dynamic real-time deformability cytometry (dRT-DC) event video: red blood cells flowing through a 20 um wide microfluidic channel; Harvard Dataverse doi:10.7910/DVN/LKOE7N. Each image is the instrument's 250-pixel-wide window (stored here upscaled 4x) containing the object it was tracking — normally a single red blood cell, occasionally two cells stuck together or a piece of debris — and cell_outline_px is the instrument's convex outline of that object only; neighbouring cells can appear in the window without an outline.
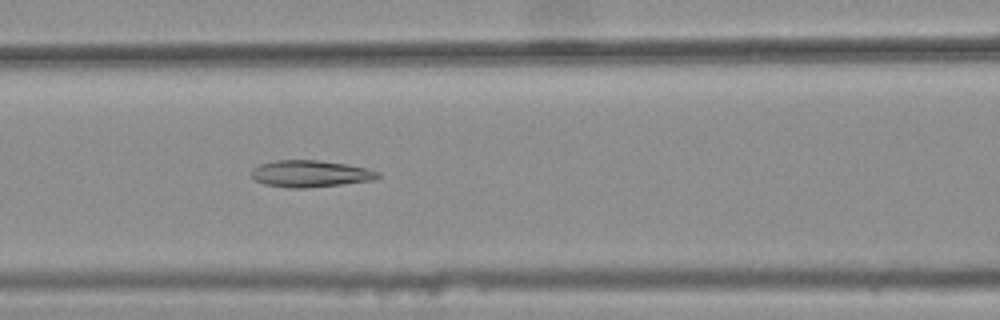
{"species": "common noctule bat (a hibernating species)", "species_latin": "Nyctalus noctula", "temperature_condition": "warm", "stored_images_in_passage": 44, "camera_frame_rate_fps": 3000, "um_per_image_px": 0.085, "animal": {"sex": "female", "body_mass_g": 25.1}, "frame": {"image": 1, "passage_image": 21, "time_ms": 6.667, "image_size_px": [1000, 320], "cell_outline_px": [[380, 176], [372, 180], [308, 188], [288, 188], [264, 184], [256, 180], [252, 176], [252, 168], [260, 164], [276, 160], [316, 160], [348, 164], [380, 172]], "centroid_in_image_um": [26.35, 14.76], "position_along_channel_um": 140.2, "area_um2": 19.59}}
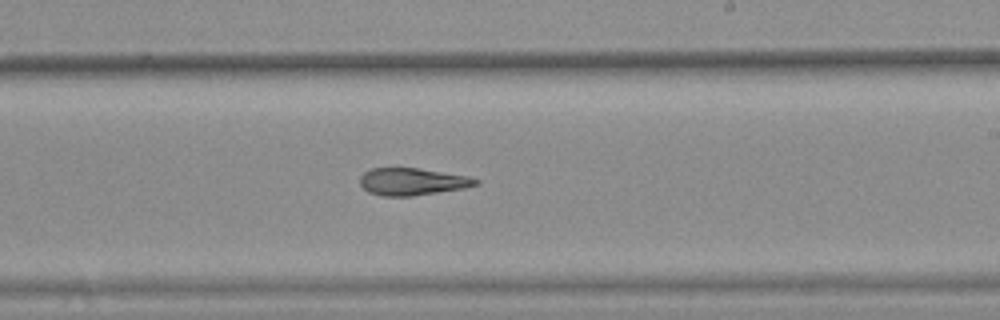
{"frame": {"image": 2, "passage_image": 30, "time_ms": 9.667, "image_size_px": [1000, 320], "cell_outline_px": [[480, 184], [464, 188], [412, 196], [384, 196], [368, 192], [360, 184], [360, 176], [364, 172], [372, 168], [420, 168], [468, 176], [480, 180]], "centroid_in_image_um": [35.06, 15.43], "position_along_channel_um": 253.9, "area_um2": 18.38}}
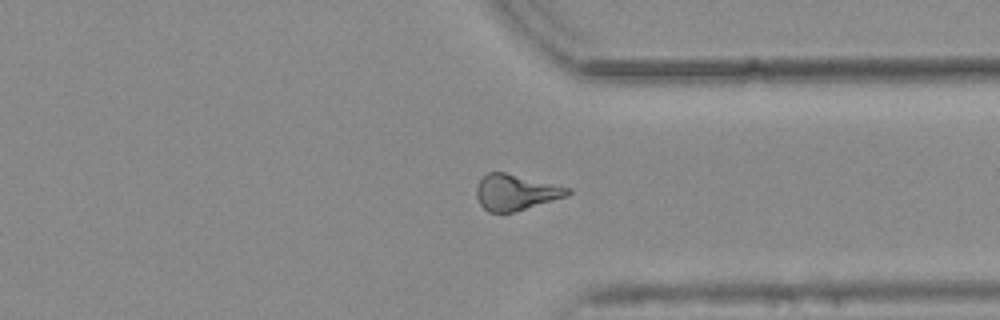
{"frame": {"image": 3, "passage_image": 39, "time_ms": 12.667, "image_size_px": [1000, 320], "cell_outline_px": [[572, 192], [568, 196], [512, 212], [488, 212], [480, 204], [476, 196], [476, 188], [480, 180], [488, 172], [504, 172], [572, 188]], "centroid_in_image_um": [43.85, 16.34], "position_along_channel_um": 367.6, "area_um2": 18.9}, "authors_computed_cell_mechanics": {"area_um2": 19.363, "velocity_mm_per_s": 3.8048, "shape_relaxation_time_tau1_ms": null, "shape_relaxation_time_tau2_ms": 4.3224, "deformation_change_tau1": null, "deformation_change_tau2": 0.1167}}